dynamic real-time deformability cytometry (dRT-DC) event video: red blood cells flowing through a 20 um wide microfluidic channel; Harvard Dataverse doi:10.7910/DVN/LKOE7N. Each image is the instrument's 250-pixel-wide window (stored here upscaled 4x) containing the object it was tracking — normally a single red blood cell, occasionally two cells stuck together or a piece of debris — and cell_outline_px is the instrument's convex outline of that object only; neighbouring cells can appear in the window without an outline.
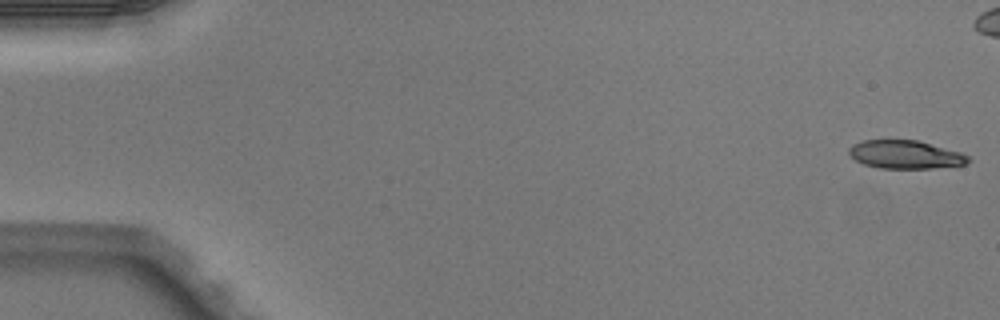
{"species": "Egyptian fruit bat (a non-hibernating species)", "species_latin": "Rousettus aegyptiacus", "temperature_condition": "warm", "stored_images_in_passage": 42, "camera_frame_rate_fps": 3000, "um_per_image_px": 0.085, "animal": {"sex": "male"}, "frame": {"image": 1, "passage_image": 1, "time_ms": 0.0, "image_size_px": [1000, 320], "cell_outline_px": [[972, 160], [968, 164], [932, 168], [880, 168], [864, 164], [856, 160], [848, 152], [848, 148], [852, 144], [864, 140], [916, 140], [960, 152], [968, 156]], "centroid_in_image_um": [76.96, 13.14], "position_along_channel_um": 8.0, "area_um2": 19.54}}
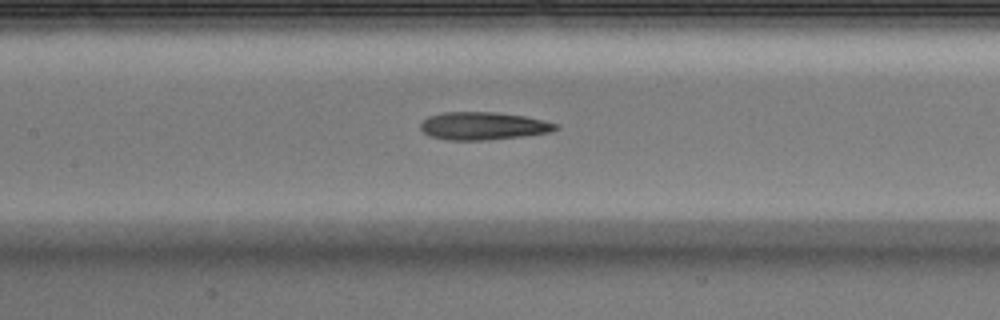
{"frame": {"image": 2, "passage_image": 24, "time_ms": 7.667, "image_size_px": [1000, 320], "cell_outline_px": [[560, 128], [552, 132], [524, 136], [488, 140], [448, 140], [428, 136], [420, 128], [420, 124], [428, 116], [444, 112], [496, 112], [524, 116], [544, 120], [560, 124]], "centroid_in_image_um": [41.11, 10.71], "position_along_channel_um": 166.3, "area_um2": 22.14}}
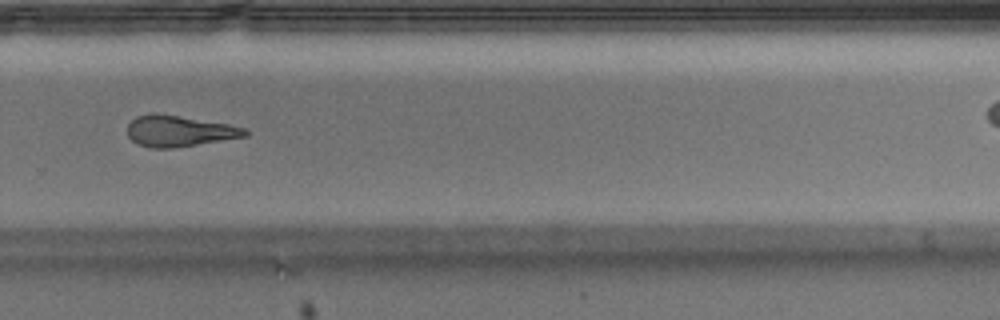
{"frame": {"image": 3, "passage_image": 35, "time_ms": 11.333, "image_size_px": [1000, 320], "cell_outline_px": [[248, 136], [172, 148], [152, 148], [136, 144], [128, 136], [128, 124], [136, 116], [152, 112], [228, 124], [244, 128], [248, 132]], "centroid_in_image_um": [15.19, 11.14], "position_along_channel_um": 314.6, "area_um2": 21.1}}